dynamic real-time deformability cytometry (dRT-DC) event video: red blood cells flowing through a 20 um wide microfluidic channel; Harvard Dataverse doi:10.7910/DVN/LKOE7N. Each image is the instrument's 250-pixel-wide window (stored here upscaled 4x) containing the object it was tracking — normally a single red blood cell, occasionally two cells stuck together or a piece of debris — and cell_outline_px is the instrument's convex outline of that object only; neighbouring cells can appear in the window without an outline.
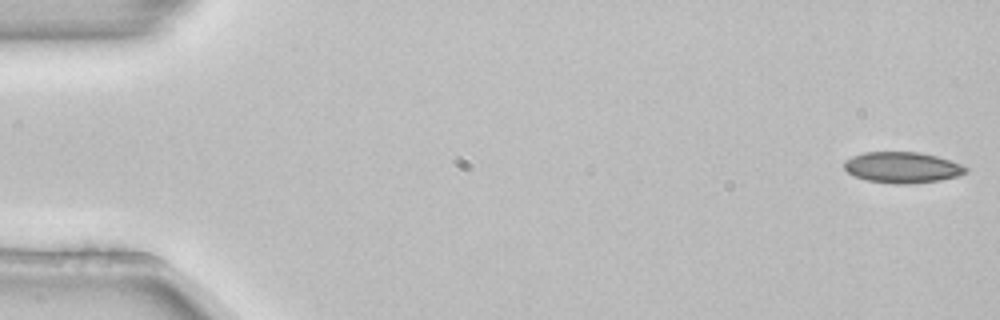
{"species": "common noctule bat (a hibernating species)", "species_latin": "Nyctalus noctula", "temperature_condition": "room temperature", "stored_images_in_passage": 4, "camera_frame_rate_fps": 3000, "um_per_image_px": 0.085, "animal": {"sex": "female", "body_mass_g": 22.7, "forearm_length_mm": 54.2}, "frame": {"image": 1, "passage_image": 1, "time_ms": 0.0, "image_size_px": [1000, 320], "cell_outline_px": [[968, 172], [956, 176], [940, 180], [908, 184], [892, 184], [868, 180], [856, 176], [848, 172], [844, 168], [844, 160], [852, 156], [864, 152], [920, 152], [936, 156], [960, 164], [968, 168]], "centroid_in_image_um": [76.68, 14.23], "position_along_channel_um": 8.3, "area_um2": 21.85}}